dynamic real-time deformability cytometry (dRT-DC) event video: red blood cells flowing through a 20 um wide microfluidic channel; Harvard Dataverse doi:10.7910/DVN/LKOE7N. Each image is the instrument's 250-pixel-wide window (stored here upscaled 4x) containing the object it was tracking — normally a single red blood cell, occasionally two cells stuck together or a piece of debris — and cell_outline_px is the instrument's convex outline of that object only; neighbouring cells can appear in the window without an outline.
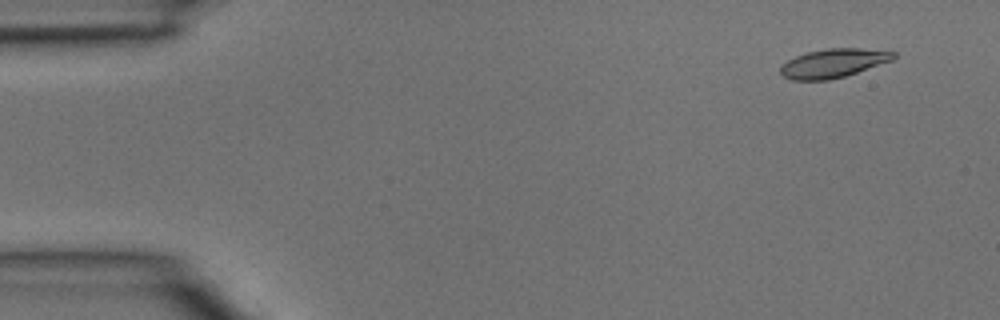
{"species": "common noctule bat (a hibernating species)", "species_latin": "Nyctalus noctula", "temperature_condition": "room temperature", "stored_images_in_passage": 3, "camera_frame_rate_fps": 3000, "um_per_image_px": 0.085, "animal": {"sex": "male", "body_mass_g": 15.6}, "frame": {"image": 1, "passage_image": 1, "time_ms": 0.0, "image_size_px": [1000, 320], "cell_outline_px": [[896, 56], [892, 60], [844, 76], [828, 80], [792, 80], [784, 76], [780, 72], [780, 68], [788, 60], [796, 56], [808, 52], [828, 48], [860, 48], [896, 52]], "centroid_in_image_um": [70.83, 5.37], "position_along_channel_um": 14.2, "area_um2": 18.67}}